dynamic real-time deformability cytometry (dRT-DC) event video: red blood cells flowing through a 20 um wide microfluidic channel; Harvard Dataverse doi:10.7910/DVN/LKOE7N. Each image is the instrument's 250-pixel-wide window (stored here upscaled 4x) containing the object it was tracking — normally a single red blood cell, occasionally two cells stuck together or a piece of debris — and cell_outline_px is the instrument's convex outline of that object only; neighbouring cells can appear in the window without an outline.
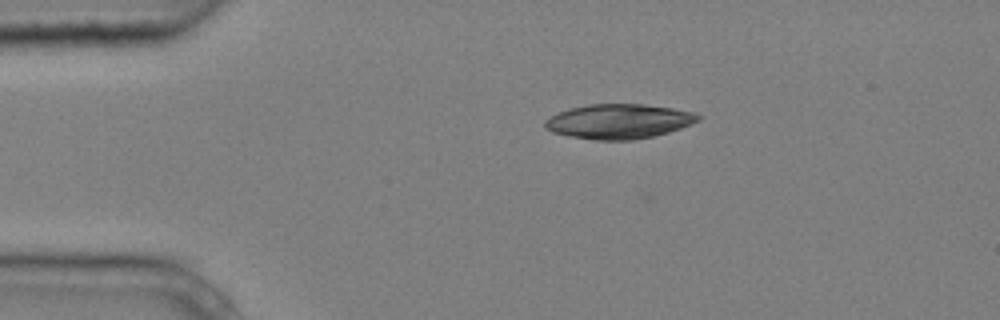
{"species": "common noctule bat (a hibernating species)", "species_latin": "Nyctalus noctula", "temperature_condition": "cold", "stored_images_in_passage": 2, "camera_frame_rate_fps": 3000, "um_per_image_px": 0.085, "animal": {"sex": "male", "body_mass_g": 20.4}, "frame": {"image": 1, "passage_image": 1, "time_ms": 0.0, "image_size_px": [1000, 320], "cell_outline_px": [[700, 120], [692, 124], [668, 132], [652, 136], [632, 140], [592, 140], [568, 136], [552, 132], [544, 128], [544, 120], [560, 112], [572, 108], [588, 104], [644, 104], [672, 108], [692, 112], [700, 116]], "centroid_in_image_um": [52.58, 10.32], "position_along_channel_um": 32.4, "area_um2": 30.87}}